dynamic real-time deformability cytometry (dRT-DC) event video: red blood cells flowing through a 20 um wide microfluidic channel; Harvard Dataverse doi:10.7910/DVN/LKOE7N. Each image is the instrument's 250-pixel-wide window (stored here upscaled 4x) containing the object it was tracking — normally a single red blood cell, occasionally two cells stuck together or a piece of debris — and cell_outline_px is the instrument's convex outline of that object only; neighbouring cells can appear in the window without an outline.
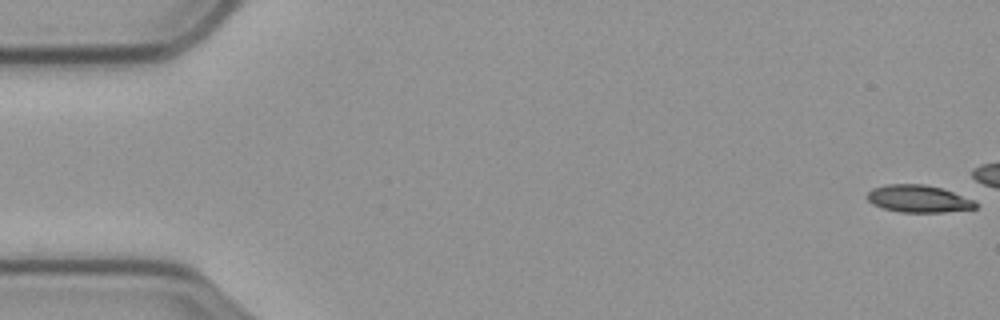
{"species": "common noctule bat (a hibernating species)", "species_latin": "Nyctalus noctula", "temperature_condition": "cold", "stored_images_in_passage": 46, "camera_frame_rate_fps": 3000, "um_per_image_px": 0.085, "animal": {"sex": "male", "body_mass_g": 23.1, "forearm_length_mm": 52.7}, "frame": {"image": 1, "passage_image": 1, "time_ms": 0.0, "image_size_px": [1000, 320], "cell_outline_px": [[980, 204], [976, 208], [944, 212], [900, 212], [884, 208], [872, 204], [864, 196], [872, 188], [888, 184], [924, 184], [940, 188], [976, 200]], "centroid_in_image_um": [78.07, 16.89], "position_along_channel_um": 6.9, "area_um2": 17.34}}
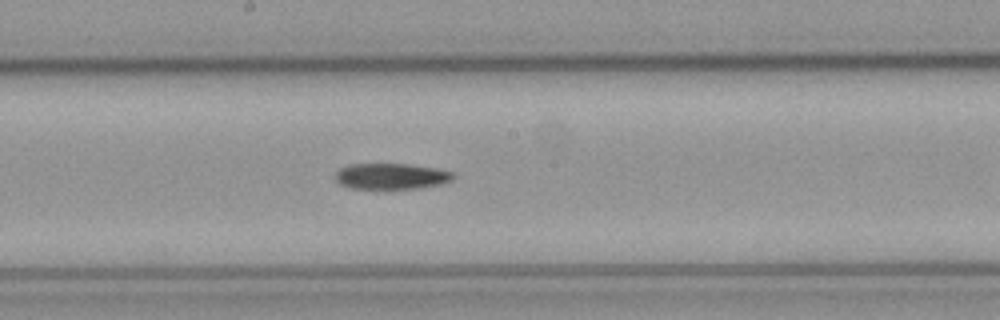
{"frame": {"image": 2, "passage_image": 31, "time_ms": 10.0, "image_size_px": [1000, 320], "cell_outline_px": [[456, 176], [452, 180], [440, 184], [420, 188], [384, 192], [376, 192], [352, 188], [340, 184], [336, 180], [336, 172], [340, 168], [348, 164], [404, 164], [436, 168], [452, 172]], "centroid_in_image_um": [33.22, 15.04], "position_along_channel_um": 215.0, "area_um2": 18.73}}
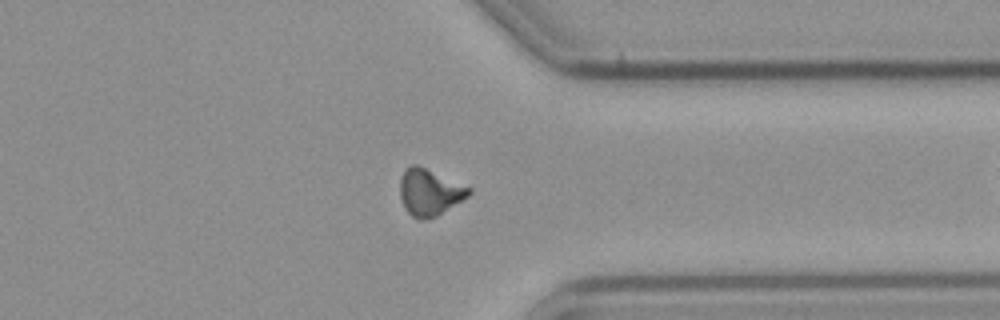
{"frame": {"image": 3, "passage_image": 45, "time_ms": 14.667, "image_size_px": [1000, 320], "cell_outline_px": [[472, 192], [468, 196], [436, 216], [420, 220], [412, 216], [408, 212], [400, 196], [400, 180], [404, 168], [412, 164], [416, 164], [472, 188]], "centroid_in_image_um": [36.5, 16.32], "position_along_channel_um": 374.9, "area_um2": 18.44}}